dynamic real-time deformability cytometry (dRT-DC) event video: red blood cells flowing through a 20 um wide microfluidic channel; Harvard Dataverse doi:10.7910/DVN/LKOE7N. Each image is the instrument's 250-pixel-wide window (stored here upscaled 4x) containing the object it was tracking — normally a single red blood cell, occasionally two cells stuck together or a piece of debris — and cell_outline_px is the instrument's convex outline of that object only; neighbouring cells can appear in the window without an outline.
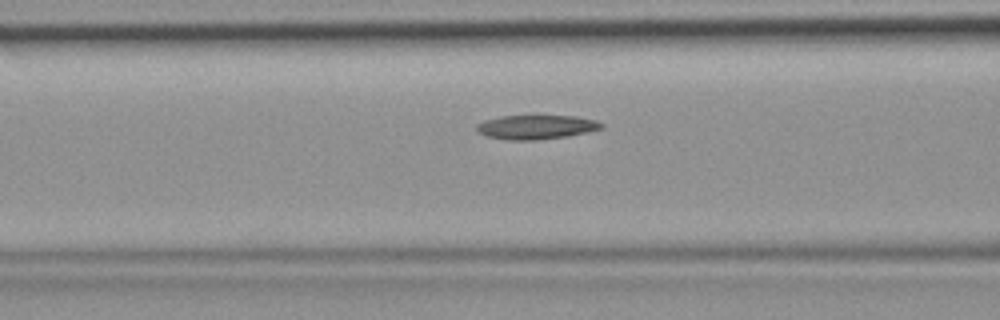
{"species": "common noctule bat (a hibernating species)", "species_latin": "Nyctalus noctula", "temperature_condition": "room temperature", "stored_images_in_passage": 34, "camera_frame_rate_fps": 3000, "um_per_image_px": 0.085, "animal": {"sex": "female", "body_mass_g": 19.9}, "frame": {"image": 1, "passage_image": 7, "time_ms": 2.0, "image_size_px": [1000, 320], "cell_outline_px": [[604, 128], [588, 132], [568, 136], [536, 140], [508, 140], [484, 136], [476, 132], [476, 124], [484, 120], [500, 116], [576, 116], [596, 120], [604, 124]], "centroid_in_image_um": [45.56, 10.8], "position_along_channel_um": 121.0, "area_um2": 17.8}}
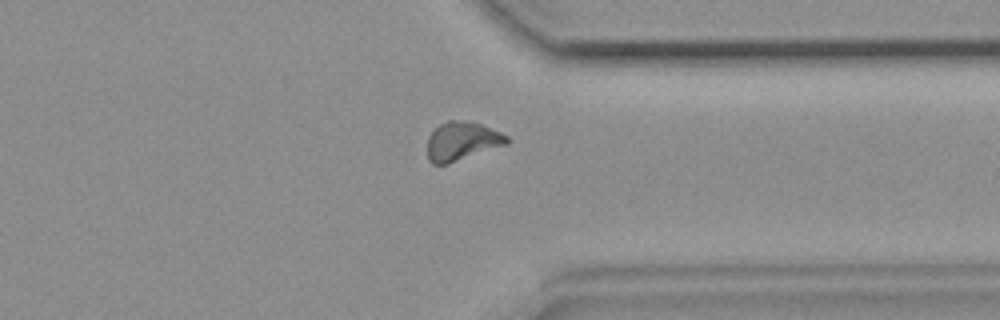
{"frame": {"image": 2, "passage_image": 24, "time_ms": 7.667, "image_size_px": [1000, 320], "cell_outline_px": [[512, 140], [508, 144], [448, 164], [432, 164], [428, 160], [428, 136], [440, 124], [448, 120], [464, 120], [480, 124], [500, 132], [508, 136]], "centroid_in_image_um": [39.29, 12.0], "position_along_channel_um": 372.1, "area_um2": 17.98}}
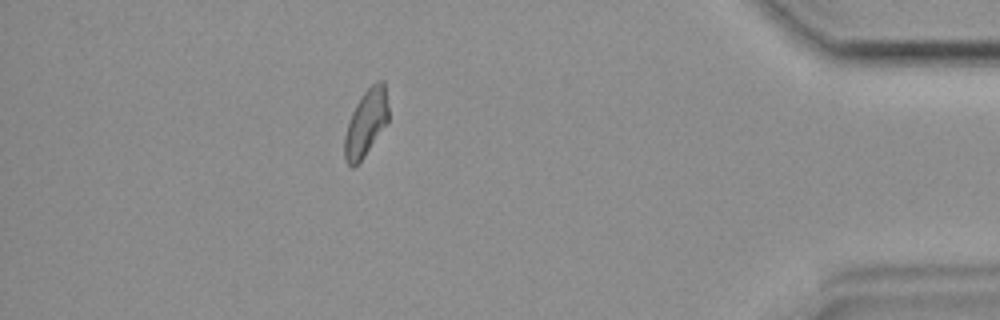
{"frame": {"image": 3, "passage_image": 29, "time_ms": 9.333, "image_size_px": [1000, 320], "cell_outline_px": [[388, 120], [364, 156], [352, 168], [344, 160], [344, 136], [352, 112], [356, 104], [364, 92], [376, 80], [384, 80], [388, 108]], "centroid_in_image_um": [31.09, 10.43], "position_along_channel_um": 404.1, "area_um2": 16.7}}